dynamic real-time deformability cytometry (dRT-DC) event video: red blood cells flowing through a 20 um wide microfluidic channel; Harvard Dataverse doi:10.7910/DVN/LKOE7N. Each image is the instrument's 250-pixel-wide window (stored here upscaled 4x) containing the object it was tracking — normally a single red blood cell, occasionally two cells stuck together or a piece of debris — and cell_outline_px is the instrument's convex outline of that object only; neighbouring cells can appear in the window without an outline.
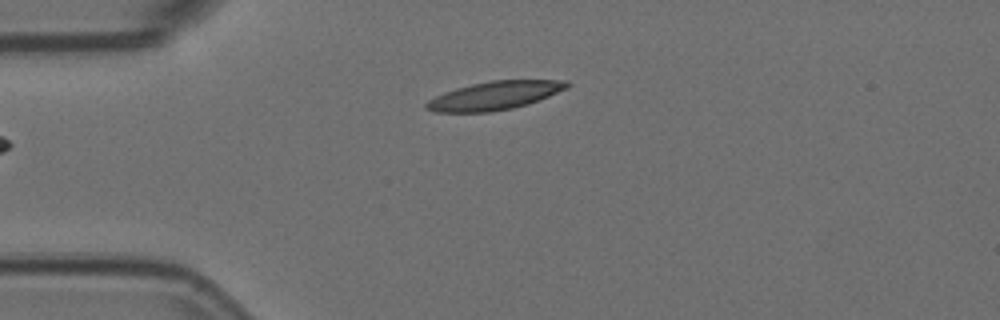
{"species": "Egyptian fruit bat (a non-hibernating species)", "species_latin": "Rousettus aegyptiacus", "temperature_condition": "room temperature", "stored_images_in_passage": 2, "camera_frame_rate_fps": 3000, "um_per_image_px": 0.085, "animal": {"sex": "female"}, "frame": {"image": 1, "passage_image": 2, "time_ms": 0.333, "image_size_px": [1000, 320], "cell_outline_px": [[572, 84], [568, 88], [528, 104], [512, 108], [492, 112], [432, 112], [424, 108], [424, 104], [428, 100], [444, 92], [456, 88], [472, 84], [492, 80], [568, 80]], "centroid_in_image_um": [42.03, 8.12], "position_along_channel_um": 43.0, "area_um2": 23.35}}